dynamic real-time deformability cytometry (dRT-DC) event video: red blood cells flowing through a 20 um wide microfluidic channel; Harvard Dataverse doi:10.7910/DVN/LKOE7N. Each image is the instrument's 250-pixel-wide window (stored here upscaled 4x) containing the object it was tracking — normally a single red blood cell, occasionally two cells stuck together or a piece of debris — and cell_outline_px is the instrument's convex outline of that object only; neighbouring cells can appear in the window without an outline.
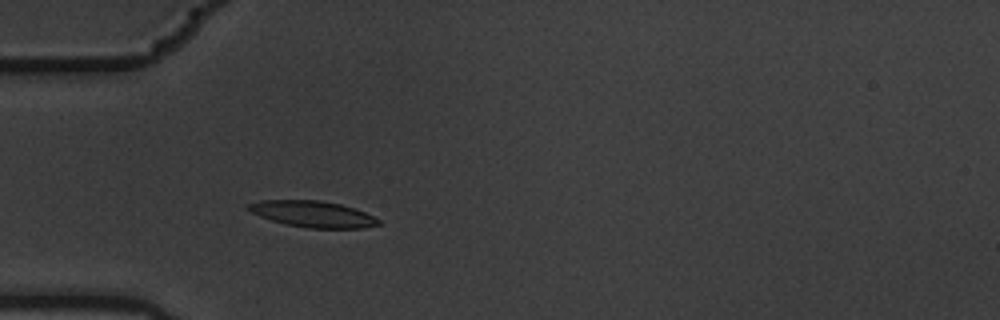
{"species": "common noctule bat (a hibernating species)", "species_latin": "Nyctalus noctula", "temperature_condition": "warm", "stored_images_in_passage": 3, "camera_frame_rate_fps": 3000, "um_per_image_px": 0.085, "animal": {"sex": "male", "body_mass_g": 19.5, "forearm_length_mm": 54.6}, "frame": {"image": 1, "passage_image": 3, "time_ms": 0.667, "image_size_px": [1000, 320], "cell_outline_px": [[380, 224], [364, 228], [308, 228], [288, 224], [272, 220], [260, 216], [244, 208], [244, 204], [260, 200], [320, 200], [340, 204], [364, 212], [380, 220]], "centroid_in_image_um": [26.54, 18.18], "position_along_channel_um": 58.5, "area_um2": 19.83}}